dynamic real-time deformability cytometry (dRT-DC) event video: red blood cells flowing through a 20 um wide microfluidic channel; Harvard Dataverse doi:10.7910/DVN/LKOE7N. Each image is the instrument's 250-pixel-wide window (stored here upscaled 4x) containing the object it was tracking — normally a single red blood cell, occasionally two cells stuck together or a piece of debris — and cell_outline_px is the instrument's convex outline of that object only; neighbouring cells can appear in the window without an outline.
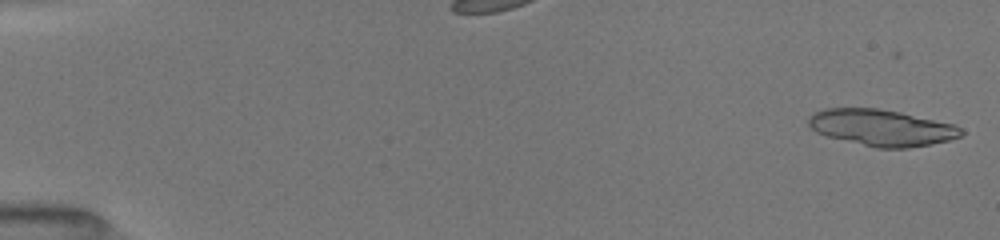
{"species": "common noctule bat (a hibernating species)", "species_latin": "Nyctalus noctula", "temperature_condition": "room temperature", "stored_images_in_passage": 30, "camera_frame_rate_fps": 3000, "um_per_image_px": 0.085, "animal": {"sex": "female", "body_mass_g": 19.5, "forearm_length_mm": 54.1}, "frame": {"image": 1, "passage_image": 1, "time_ms": 0.0, "image_size_px": [1000, 240], "cell_outline_px": [[964, 132], [960, 136], [948, 140], [932, 144], [908, 148], [876, 148], [828, 136], [816, 132], [808, 124], [808, 116], [824, 108], [876, 108], [900, 112], [956, 124]], "centroid_in_image_um": [74.95, 10.85], "position_along_channel_um": 10.1, "area_um2": 32.31}}
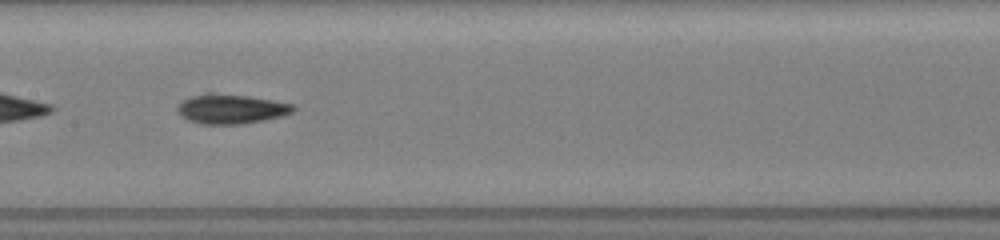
{"frame": {"image": 2, "passage_image": 19, "time_ms": 8.667, "image_size_px": [1000, 240], "cell_outline_px": [[296, 108], [292, 112], [280, 116], [264, 120], [240, 124], [200, 124], [188, 120], [180, 116], [176, 112], [176, 108], [180, 100], [204, 92], [212, 92], [248, 96], [296, 104]], "centroid_in_image_um": [19.58, 9.24], "position_along_channel_um": 187.8, "area_um2": 20.29}}
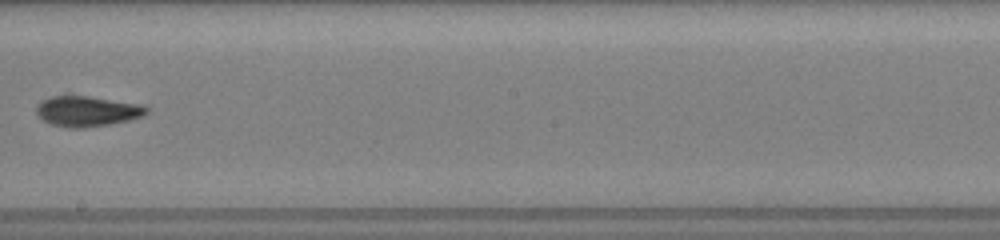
{"frame": {"image": 3, "passage_image": 22, "time_ms": 10.0, "image_size_px": [1000, 240], "cell_outline_px": [[152, 108], [144, 116], [128, 120], [108, 124], [84, 128], [72, 128], [52, 124], [44, 120], [36, 112], [36, 104], [52, 96], [68, 92], [144, 104]], "centroid_in_image_um": [7.45, 9.39], "position_along_channel_um": 240.7, "area_um2": 20.29}}